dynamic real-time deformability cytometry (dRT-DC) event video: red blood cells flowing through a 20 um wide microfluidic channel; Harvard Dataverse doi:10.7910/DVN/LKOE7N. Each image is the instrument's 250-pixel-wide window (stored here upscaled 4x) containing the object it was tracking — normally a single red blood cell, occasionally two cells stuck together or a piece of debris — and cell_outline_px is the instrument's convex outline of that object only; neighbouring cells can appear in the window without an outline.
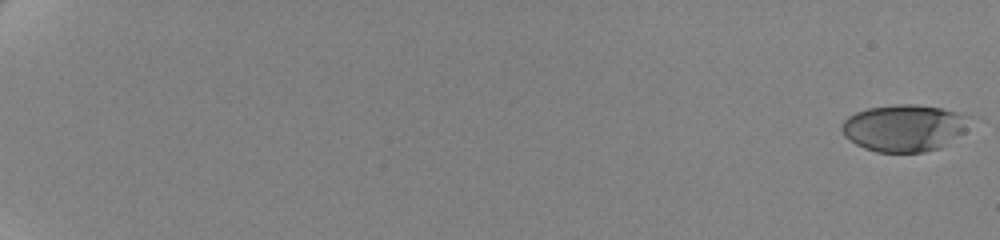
{"species": "human", "species_latin": "Homo sapiens", "temperature_condition": "cold", "stored_images_in_passage": 62, "camera_frame_rate_fps": 3000, "um_per_image_px": 0.085, "donor": {"sex": "female"}, "frame": {"image": 1, "passage_image": 1, "time_ms": 0.0, "image_size_px": [1000, 240], "cell_outline_px": [[968, 116], [964, 132], [940, 148], [924, 152], [876, 152], [864, 148], [856, 144], [844, 136], [840, 128], [844, 120], [848, 116], [856, 112], [868, 108], [896, 104], [916, 104], [940, 108], [956, 112]], "centroid_in_image_um": [76.8, 10.88], "position_along_channel_um": 8.2, "area_um2": 34.74}}
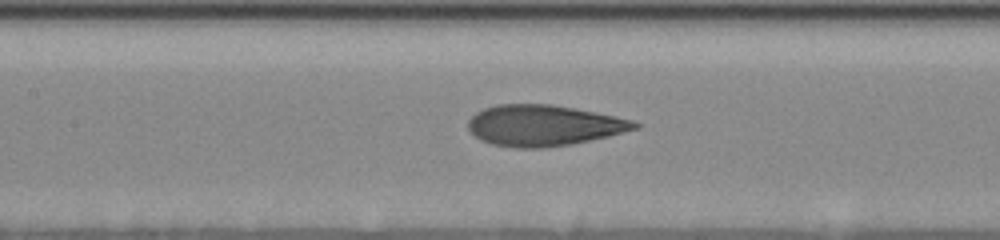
{"frame": {"image": 2, "passage_image": 34, "time_ms": 11.0, "image_size_px": [1000, 240], "cell_outline_px": [[640, 128], [608, 136], [572, 144], [544, 148], [516, 148], [492, 144], [480, 140], [468, 128], [468, 120], [476, 112], [484, 108], [496, 104], [552, 104], [616, 116], [632, 120], [640, 124]], "centroid_in_image_um": [46.21, 10.66], "position_along_channel_um": 161.2, "area_um2": 39.77}}
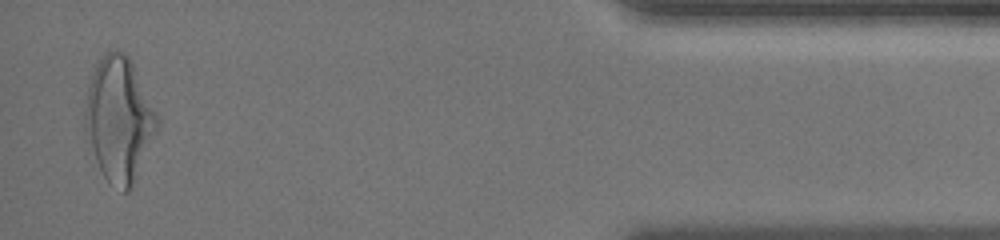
{"frame": {"image": 3, "passage_image": 61, "time_ms": 20.0, "image_size_px": [1000, 240], "cell_outline_px": [[156, 128], [132, 184], [128, 192], [124, 192], [108, 184], [96, 160], [84, 132], [84, 116], [88, 88], [96, 64], [100, 56], [108, 48], [124, 52], [128, 56], [156, 112]], "centroid_in_image_um": [10.05, 10.11], "position_along_channel_um": 425.1, "area_um2": 50.92}, "authors_computed_cell_mechanics": {"area_um2": 39.015, "velocity_mm_per_s": 3.5033, "shape_relaxation_time_tau1_ms": 3.5665, "shape_relaxation_time_tau2_ms": 1.3328, "deformation_change_tau1": 0.1649, "deformation_change_tau2": 0.0995}}